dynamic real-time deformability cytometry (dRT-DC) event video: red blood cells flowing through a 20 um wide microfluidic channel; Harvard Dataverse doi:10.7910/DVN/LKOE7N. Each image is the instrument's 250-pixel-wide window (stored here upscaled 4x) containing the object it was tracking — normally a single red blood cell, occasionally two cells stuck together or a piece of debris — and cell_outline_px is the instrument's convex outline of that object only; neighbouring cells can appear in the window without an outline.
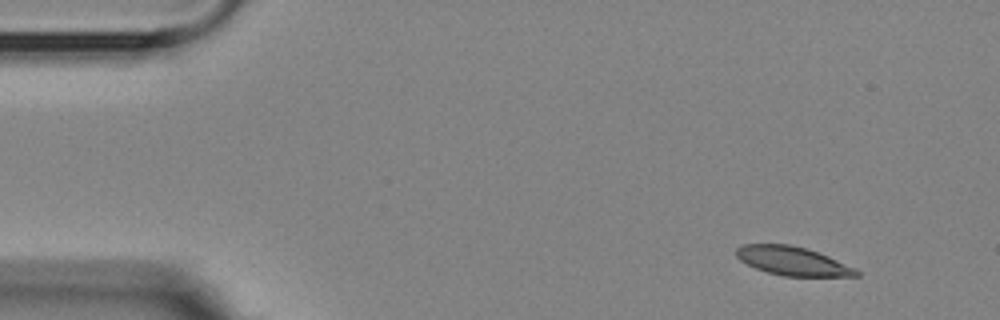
{"species": "Egyptian fruit bat (a non-hibernating species)", "species_latin": "Rousettus aegyptiacus", "temperature_condition": "room temperature", "stored_images_in_passage": 4, "camera_frame_rate_fps": 3000, "um_per_image_px": 0.085, "animal": {"sex": "female"}, "frame": {"image": 1, "passage_image": 1, "time_ms": 0.0, "image_size_px": [1000, 320], "cell_outline_px": [[860, 276], [784, 276], [768, 272], [756, 268], [740, 260], [736, 256], [736, 248], [744, 244], [788, 244], [808, 248], [828, 256], [856, 268], [860, 272]], "centroid_in_image_um": [67.39, 22.18], "position_along_channel_um": 17.6, "area_um2": 20.06}}
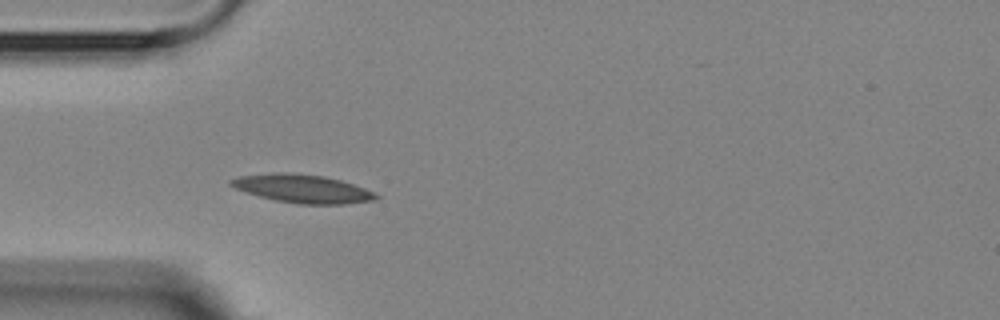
{"frame": {"image": 2, "passage_image": 4, "time_ms": 3.667, "image_size_px": [1000, 320], "cell_outline_px": [[380, 196], [376, 200], [344, 204], [300, 204], [276, 200], [260, 196], [236, 188], [228, 184], [228, 180], [240, 176], [276, 172], [284, 172], [324, 176], [340, 180], [364, 188]], "centroid_in_image_um": [25.71, 16.03], "position_along_channel_um": 59.3, "area_um2": 23.64}}